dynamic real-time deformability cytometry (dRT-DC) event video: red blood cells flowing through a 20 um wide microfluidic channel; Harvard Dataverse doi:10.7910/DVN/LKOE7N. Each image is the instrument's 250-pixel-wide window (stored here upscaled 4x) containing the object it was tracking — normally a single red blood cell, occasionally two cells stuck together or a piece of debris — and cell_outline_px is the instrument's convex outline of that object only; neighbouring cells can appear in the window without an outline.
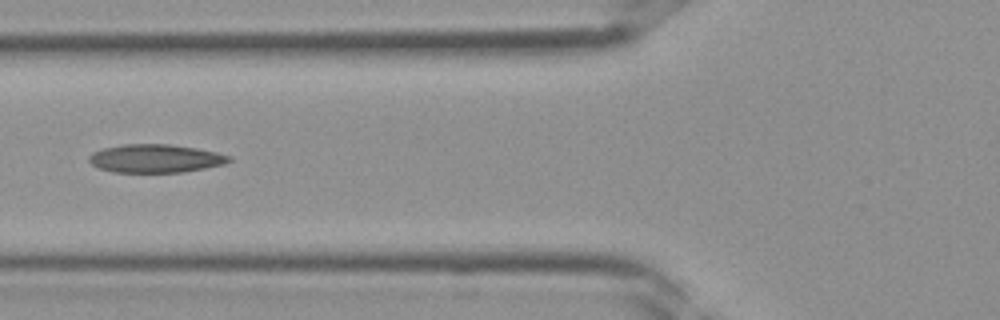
{"species": "Egyptian fruit bat (a non-hibernating species)", "species_latin": "Rousettus aegyptiacus", "temperature_condition": "room temperature", "stored_images_in_passage": 16, "camera_frame_rate_fps": 3000, "um_per_image_px": 0.085, "frame": {"image": 1, "passage_image": 10, "time_ms": 3.0, "image_size_px": [1000, 320], "cell_outline_px": [[232, 160], [224, 164], [184, 172], [112, 172], [100, 168], [92, 164], [88, 160], [88, 156], [92, 152], [104, 148], [120, 144], [168, 144], [196, 148], [216, 152], [232, 156]], "centroid_in_image_um": [13.21, 13.46], "position_along_channel_um": 112.6, "area_um2": 23.12}}
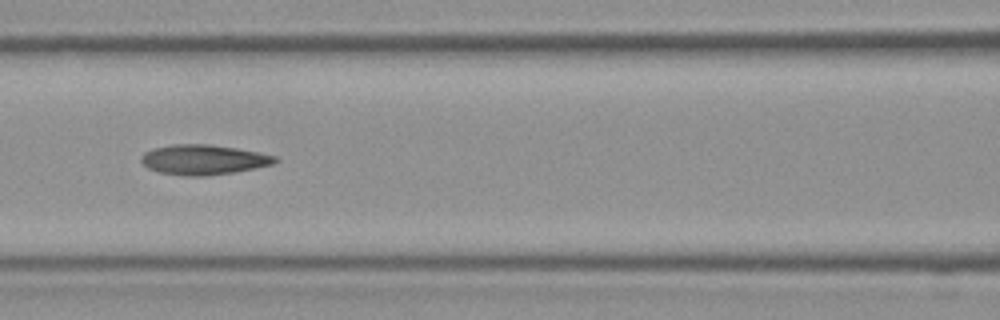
{"frame": {"image": 2, "passage_image": 12, "time_ms": 3.667, "image_size_px": [1000, 320], "cell_outline_px": [[280, 160], [272, 164], [236, 172], [208, 176], [184, 176], [160, 172], [148, 168], [140, 160], [140, 156], [144, 152], [152, 148], [172, 144], [208, 144], [236, 148], [276, 156]], "centroid_in_image_um": [17.27, 13.57], "position_along_channel_um": 149.3, "area_um2": 23.47}}